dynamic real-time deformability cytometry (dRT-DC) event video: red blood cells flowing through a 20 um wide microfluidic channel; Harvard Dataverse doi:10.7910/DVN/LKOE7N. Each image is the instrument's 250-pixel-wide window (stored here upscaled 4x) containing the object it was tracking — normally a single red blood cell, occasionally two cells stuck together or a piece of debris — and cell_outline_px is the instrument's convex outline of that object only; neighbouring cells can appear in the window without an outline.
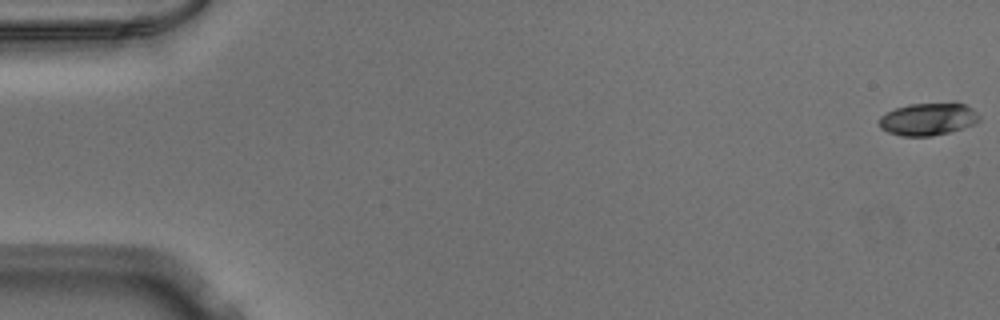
{"species": "Egyptian fruit bat (a non-hibernating species)", "species_latin": "Rousettus aegyptiacus", "temperature_condition": "warm", "stored_images_in_passage": 52, "camera_frame_rate_fps": 3000, "um_per_image_px": 0.085, "animal": {"sex": "male"}, "frame": {"image": 1, "passage_image": 1, "time_ms": 0.0, "image_size_px": [1000, 320], "cell_outline_px": [[980, 120], [976, 124], [948, 132], [932, 136], [900, 136], [888, 132], [880, 128], [880, 116], [884, 112], [908, 104], [952, 100], [956, 100], [972, 108], [980, 116]], "centroid_in_image_um": [78.92, 10.08], "position_along_channel_um": 6.1, "area_um2": 19.65}}
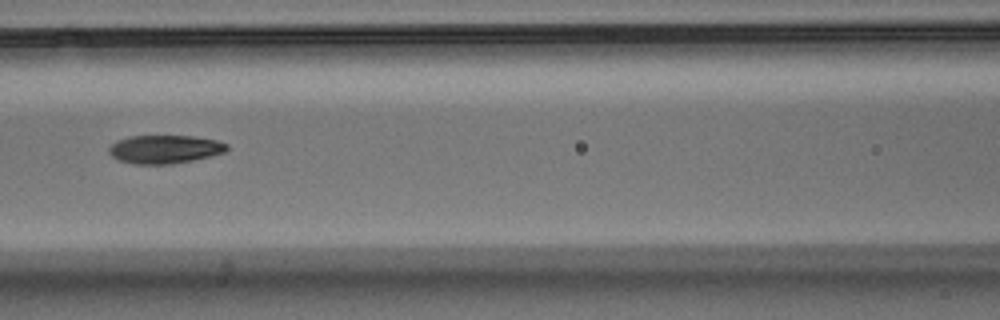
{"frame": {"image": 2, "passage_image": 24, "time_ms": 7.667, "image_size_px": [1000, 320], "cell_outline_px": [[228, 152], [212, 156], [172, 164], [136, 164], [120, 160], [112, 156], [108, 152], [108, 148], [112, 144], [128, 136], [192, 136], [216, 140], [228, 144]], "centroid_in_image_um": [14.05, 12.69], "position_along_channel_um": 152.6, "area_um2": 19.48}}
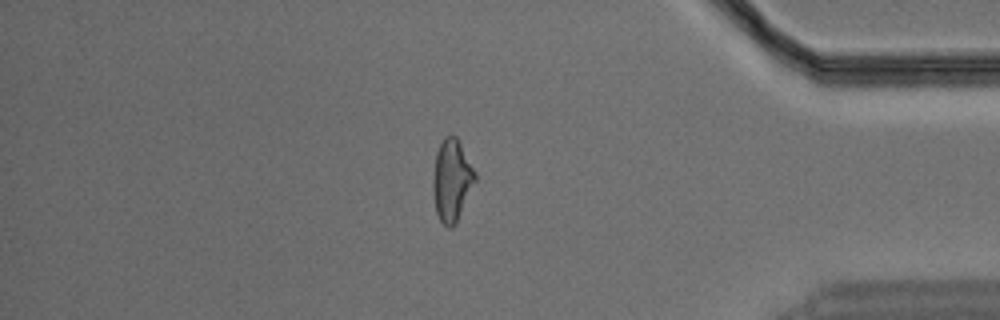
{"frame": {"image": 3, "passage_image": 45, "time_ms": 14.667, "image_size_px": [1000, 320], "cell_outline_px": [[476, 180], [456, 224], [452, 228], [448, 228], [440, 220], [436, 212], [432, 188], [432, 180], [436, 152], [444, 136], [456, 136], [476, 172]], "centroid_in_image_um": [38.39, 15.34], "position_along_channel_um": 396.8, "area_um2": 20.11}}